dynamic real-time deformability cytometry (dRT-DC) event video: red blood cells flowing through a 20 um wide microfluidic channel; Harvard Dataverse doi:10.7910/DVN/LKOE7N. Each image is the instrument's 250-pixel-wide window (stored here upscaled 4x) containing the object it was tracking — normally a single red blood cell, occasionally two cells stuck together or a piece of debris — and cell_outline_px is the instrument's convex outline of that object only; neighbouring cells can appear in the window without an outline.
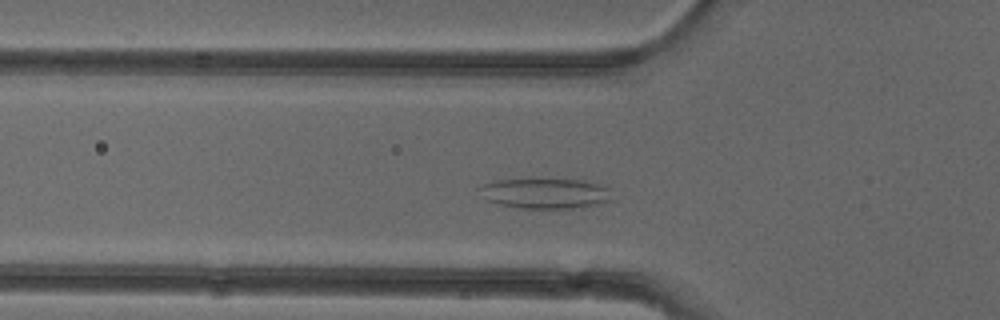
{"species": "common noctule bat (a hibernating species)", "species_latin": "Nyctalus noctula", "temperature_condition": "cold", "stored_images_in_passage": 33, "camera_frame_rate_fps": 3000, "um_per_image_px": 0.085, "animal": {"sex": "female"}, "frame": {"image": 1, "passage_image": 9, "time_ms": 2.667, "image_size_px": [1000, 320], "cell_outline_px": [[612, 188], [608, 200], [584, 208], [520, 208], [500, 204], [484, 200], [476, 188], [484, 184], [496, 180], [580, 180], [600, 184]], "centroid_in_image_um": [46.31, 16.45], "position_along_channel_um": 79.5, "area_um2": 23.29}}
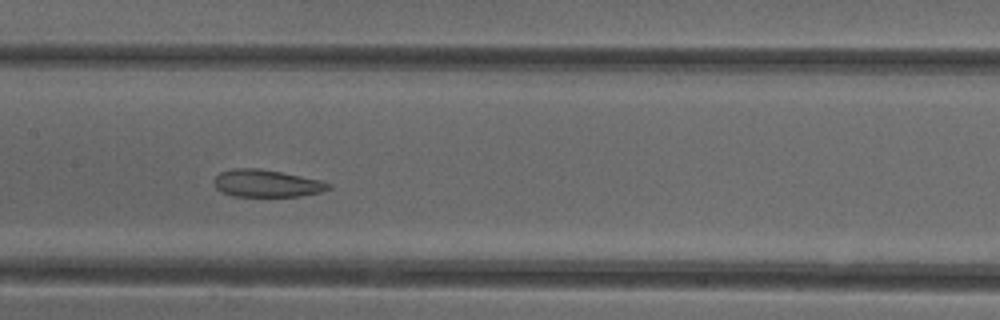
{"frame": {"image": 2, "passage_image": 17, "time_ms": 5.333, "image_size_px": [1000, 320], "cell_outline_px": [[332, 188], [320, 192], [300, 196], [232, 196], [220, 192], [216, 188], [216, 176], [220, 172], [232, 168], [260, 168], [320, 180], [332, 184]], "centroid_in_image_um": [22.67, 15.59], "position_along_channel_um": 184.7, "area_um2": 18.15}}
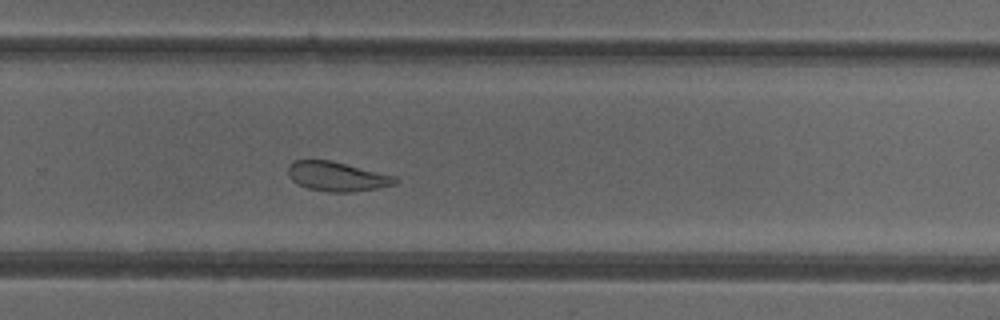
{"frame": {"image": 3, "passage_image": 26, "time_ms": 8.333, "image_size_px": [1000, 320], "cell_outline_px": [[400, 180], [396, 184], [380, 188], [356, 192], [328, 192], [308, 188], [296, 184], [288, 176], [288, 164], [296, 160], [332, 160], [396, 176]], "centroid_in_image_um": [28.67, 15.0], "position_along_channel_um": 301.1, "area_um2": 18.73}, "authors_computed_cell_mechanics": {"area_um2": 19.1896, "velocity_mm_per_s": 3.9154, "shape_relaxation_time_tau1_ms": null, "shape_relaxation_time_tau2_ms": 5.6155, "deformation_change_tau1": null, "deformation_change_tau2": 0.1146}}